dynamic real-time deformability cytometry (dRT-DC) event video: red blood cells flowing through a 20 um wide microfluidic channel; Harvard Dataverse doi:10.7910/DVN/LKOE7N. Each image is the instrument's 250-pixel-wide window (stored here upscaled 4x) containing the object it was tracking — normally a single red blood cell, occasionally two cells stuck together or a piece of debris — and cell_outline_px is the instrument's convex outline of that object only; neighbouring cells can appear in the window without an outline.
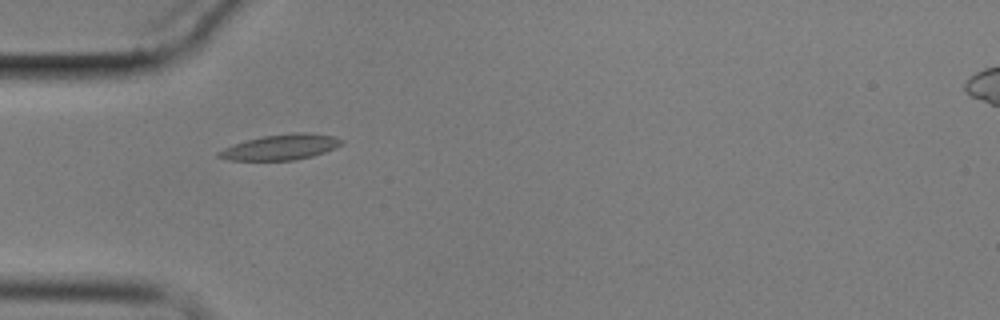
{"species": "common noctule bat (a hibernating species)", "species_latin": "Nyctalus noctula", "temperature_condition": "cold", "stored_images_in_passage": 2, "camera_frame_rate_fps": 3000, "um_per_image_px": 0.085, "animal": {"sex": "male", "body_mass_g": 17.9}, "frame": {"image": 1, "passage_image": 1, "time_ms": 0.0, "image_size_px": [1000, 320], "cell_outline_px": [[344, 144], [336, 148], [312, 156], [296, 160], [228, 160], [216, 156], [216, 152], [224, 148], [248, 140], [264, 136], [292, 132], [304, 132], [332, 136], [344, 140]], "centroid_in_image_um": [23.9, 12.51], "position_along_channel_um": 61.1, "area_um2": 18.15}}
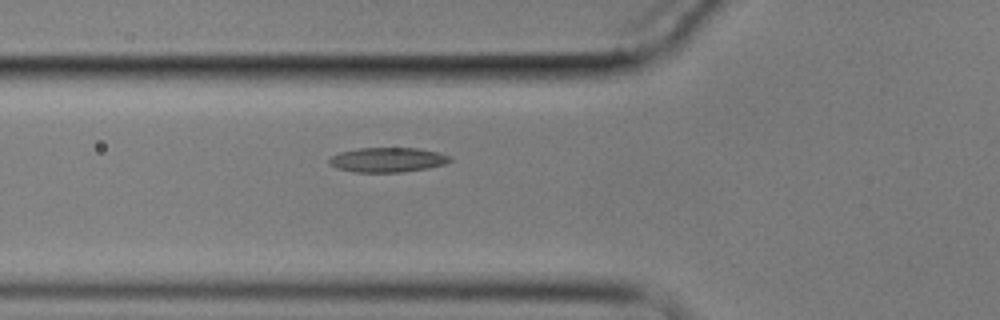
{"frame": {"image": 2, "passage_image": 2, "time_ms": 1.0, "image_size_px": [1000, 320], "cell_outline_px": [[452, 160], [444, 164], [428, 168], [404, 172], [352, 172], [336, 168], [328, 164], [328, 160], [332, 156], [340, 152], [360, 148], [420, 148], [452, 156]], "centroid_in_image_um": [32.94, 13.59], "position_along_channel_um": 92.9, "area_um2": 17.46}}